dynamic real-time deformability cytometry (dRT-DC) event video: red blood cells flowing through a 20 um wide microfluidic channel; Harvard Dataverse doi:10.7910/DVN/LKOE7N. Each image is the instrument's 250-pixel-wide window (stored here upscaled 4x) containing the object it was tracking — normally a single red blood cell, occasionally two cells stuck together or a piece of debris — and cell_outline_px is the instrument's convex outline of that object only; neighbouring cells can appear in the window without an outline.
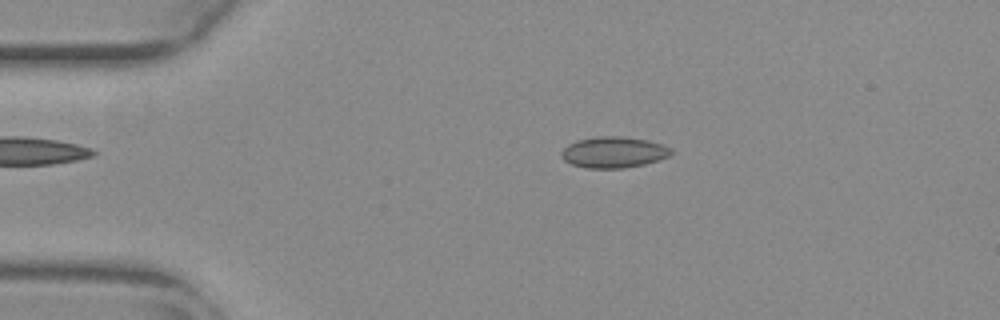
{"species": "common noctule bat (a hibernating species)", "species_latin": "Nyctalus noctula", "temperature_condition": "warm", "stored_images_in_passage": 44, "camera_frame_rate_fps": 3000, "um_per_image_px": 0.085, "animal": {"sex": "female", "body_mass_g": 29.2, "forearm_length_mm": 56.3}, "frame": {"image": 1, "passage_image": 2, "time_ms": 0.333, "image_size_px": [1000, 320], "cell_outline_px": [[672, 152], [668, 156], [660, 160], [644, 164], [624, 168], [588, 168], [572, 164], [564, 160], [560, 156], [560, 152], [568, 144], [576, 140], [600, 136], [616, 136], [648, 140], [664, 144], [672, 148]], "centroid_in_image_um": [52.17, 12.94], "position_along_channel_um": 32.8, "area_um2": 19.94}}
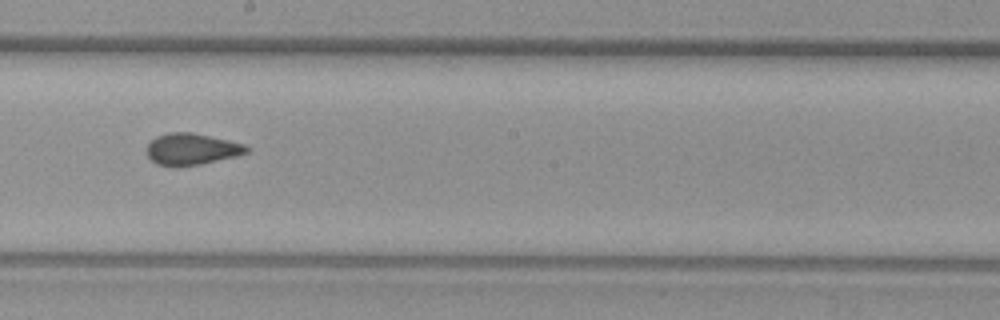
{"frame": {"image": 2, "passage_image": 21, "time_ms": 6.667, "image_size_px": [1000, 320], "cell_outline_px": [[252, 152], [236, 156], [200, 164], [176, 168], [156, 164], [148, 156], [148, 144], [156, 136], [168, 132], [188, 132], [228, 140], [244, 144], [252, 148]], "centroid_in_image_um": [16.32, 12.69], "position_along_channel_um": 231.9, "area_um2": 18.5}}
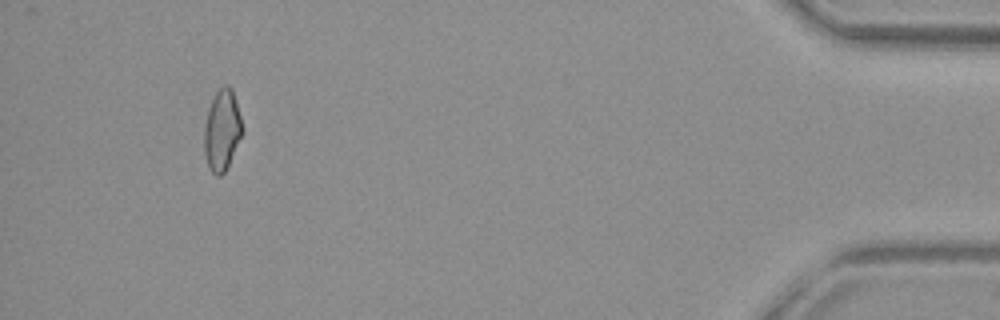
{"frame": {"image": 3, "passage_image": 41, "time_ms": 13.333, "image_size_px": [1000, 320], "cell_outline_px": [[244, 132], [224, 172], [220, 176], [216, 176], [208, 168], [204, 152], [204, 128], [208, 108], [216, 92], [224, 84], [228, 84], [232, 88], [244, 128]], "centroid_in_image_um": [18.88, 11.06], "position_along_channel_um": 416.3, "area_um2": 18.09}, "authors_computed_cell_mechanics": {"area_um2": 18.3515, "velocity_mm_per_s": 3.8658, "shape_relaxation_time_tau1_ms": null, "shape_relaxation_time_tau2_ms": 1.1615, "deformation_change_tau1": null, "deformation_change_tau2": 0.067}}